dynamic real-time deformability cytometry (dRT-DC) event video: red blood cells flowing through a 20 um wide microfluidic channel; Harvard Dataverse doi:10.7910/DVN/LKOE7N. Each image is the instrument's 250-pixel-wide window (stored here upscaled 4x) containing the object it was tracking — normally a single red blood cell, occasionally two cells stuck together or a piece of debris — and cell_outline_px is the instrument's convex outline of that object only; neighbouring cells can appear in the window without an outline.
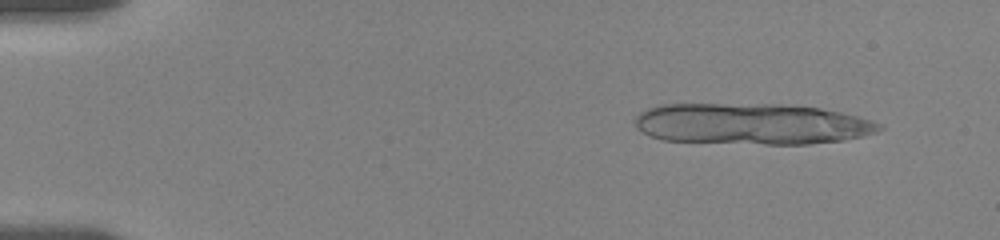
{"species": "human", "species_latin": "Homo sapiens", "temperature_condition": "room temperature", "stored_images_in_passage": 44, "segment_of_instrument_passage": [1, 2], "camera_frame_rate_fps": 3000, "um_per_image_px": 0.085, "donor": {"sex": "female"}, "frame": {"image": 1, "passage_image": 1, "time_ms": 0.0, "image_size_px": [1000, 240], "cell_outline_px": [[884, 128], [876, 132], [844, 140], [808, 144], [768, 144], [664, 140], [652, 136], [636, 128], [632, 120], [640, 112], [656, 104], [796, 104], [820, 108], [840, 112], [872, 120], [884, 124]], "centroid_in_image_um": [63.9, 10.52], "position_along_channel_um": 21.1, "area_um2": 58.96}}